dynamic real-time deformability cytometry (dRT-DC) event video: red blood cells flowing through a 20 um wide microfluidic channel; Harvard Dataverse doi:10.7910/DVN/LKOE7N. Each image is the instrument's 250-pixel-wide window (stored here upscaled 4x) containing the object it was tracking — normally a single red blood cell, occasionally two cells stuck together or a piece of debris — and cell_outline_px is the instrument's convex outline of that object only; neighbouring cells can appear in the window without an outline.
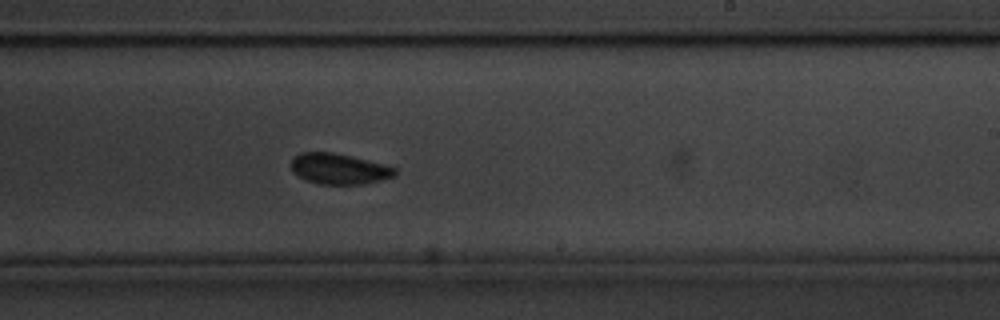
{"species": "common noctule bat (a hibernating species)", "species_latin": "Nyctalus noctula", "temperature_condition": "cold", "stored_images_in_passage": 57, "camera_frame_rate_fps": 3000, "um_per_image_px": 0.085, "animal": {"sex": "male", "body_mass_g": 20.1, "forearm_length_mm": 53.5}, "frame": {"image": 1, "passage_image": 33, "time_ms": 10.667, "image_size_px": [1000, 320], "cell_outline_px": [[396, 176], [364, 184], [316, 184], [304, 180], [292, 172], [292, 160], [300, 152], [332, 152], [352, 156], [384, 164], [396, 168]], "centroid_in_image_um": [28.81, 14.36], "position_along_channel_um": 260.2, "area_um2": 18.67}, "authors_computed_cell_mechanics": {"area_um2": 19.0162, "velocity_mm_per_s": 3.5307, "shape_relaxation_time_tau1_ms": null, "shape_relaxation_time_tau2_ms": 5.1408, "deformation_change_tau1": null, "deformation_change_tau2": 0.0512}}